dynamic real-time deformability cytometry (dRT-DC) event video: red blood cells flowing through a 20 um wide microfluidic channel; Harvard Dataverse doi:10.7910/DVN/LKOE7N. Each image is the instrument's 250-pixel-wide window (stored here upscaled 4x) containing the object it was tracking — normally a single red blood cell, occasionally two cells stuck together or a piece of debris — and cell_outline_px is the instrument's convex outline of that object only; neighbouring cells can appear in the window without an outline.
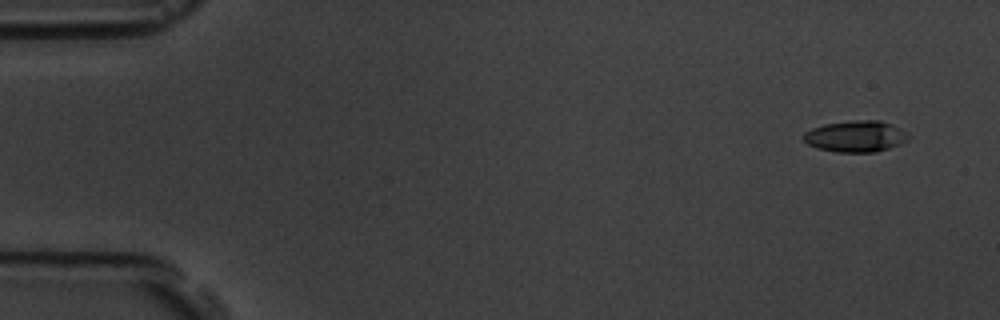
{"species": "common noctule bat (a hibernating species)", "species_latin": "Nyctalus noctula", "temperature_condition": "room temperature", "stored_images_in_passage": 5, "camera_frame_rate_fps": 3000, "um_per_image_px": 0.085, "animal": {"sex": "male", "body_mass_g": 19.5, "forearm_length_mm": 54.6}, "frame": {"image": 1, "passage_image": 1, "time_ms": 0.0, "image_size_px": [1000, 320], "cell_outline_px": [[908, 140], [900, 144], [876, 152], [836, 152], [816, 148], [808, 144], [804, 140], [804, 132], [812, 128], [824, 124], [852, 120], [880, 120], [892, 124], [908, 132]], "centroid_in_image_um": [72.74, 11.58], "position_along_channel_um": 12.3, "area_um2": 19.25}}
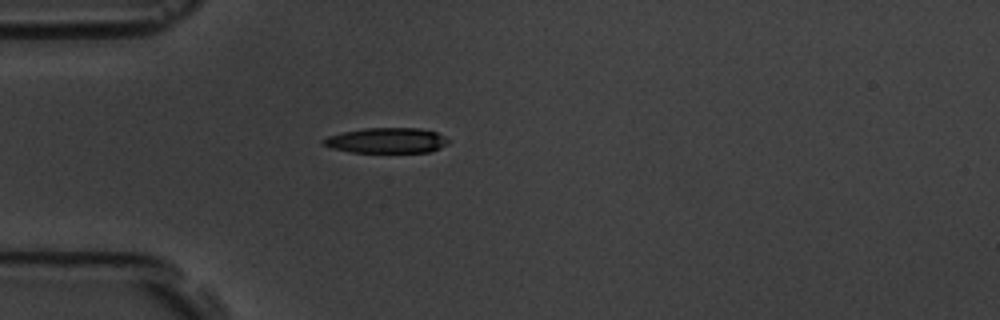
{"frame": {"image": 2, "passage_image": 4, "time_ms": 4.333, "image_size_px": [1000, 320], "cell_outline_px": [[448, 144], [432, 152], [352, 152], [332, 148], [320, 144], [320, 140], [328, 136], [344, 132], [364, 128], [420, 128], [436, 132], [444, 136], [448, 140]], "centroid_in_image_um": [32.85, 11.94], "position_along_channel_um": 52.1, "area_um2": 18.5}}